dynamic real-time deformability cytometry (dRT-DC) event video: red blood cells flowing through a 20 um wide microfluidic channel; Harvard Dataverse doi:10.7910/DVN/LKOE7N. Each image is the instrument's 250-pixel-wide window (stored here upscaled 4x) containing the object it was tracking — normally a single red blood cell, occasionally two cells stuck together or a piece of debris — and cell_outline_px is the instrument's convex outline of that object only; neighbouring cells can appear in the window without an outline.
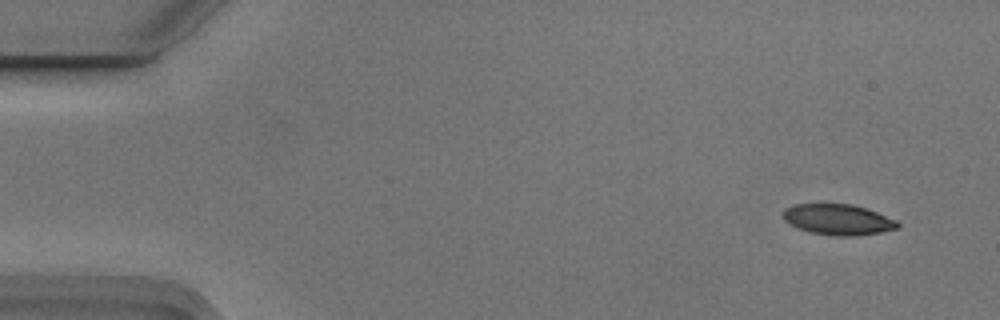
{"species": "Egyptian fruit bat (a non-hibernating species)", "species_latin": "Rousettus aegyptiacus", "temperature_condition": "cold", "stored_images_in_passage": 5, "camera_frame_rate_fps": 3000, "um_per_image_px": 0.085, "animal": {"sex": "male"}, "frame": {"image": 1, "passage_image": 1, "time_ms": 0.0, "image_size_px": [1000, 320], "cell_outline_px": [[900, 228], [880, 232], [852, 236], [836, 236], [812, 232], [800, 228], [784, 220], [784, 208], [792, 204], [852, 204], [876, 212], [896, 220], [900, 224]], "centroid_in_image_um": [71.25, 18.65], "position_along_channel_um": 13.7, "area_um2": 20.23}}
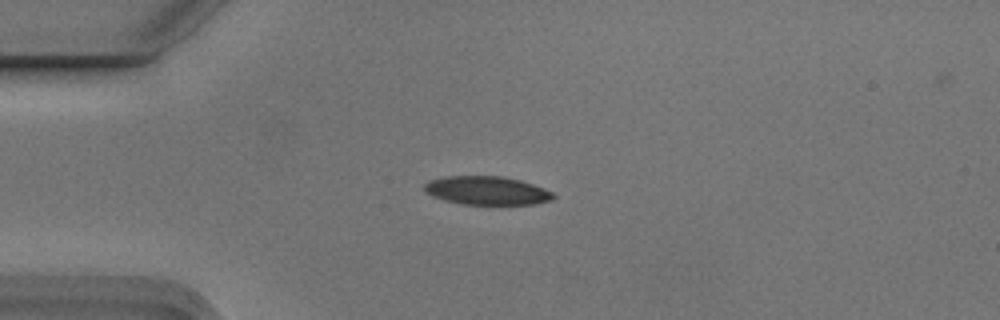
{"frame": {"image": 2, "passage_image": 4, "time_ms": 1.0, "image_size_px": [1000, 320], "cell_outline_px": [[556, 196], [552, 200], [536, 204], [460, 204], [444, 200], [432, 196], [424, 192], [424, 184], [428, 180], [444, 176], [500, 176], [520, 180], [532, 184], [552, 192]], "centroid_in_image_um": [41.34, 16.2], "position_along_channel_um": 43.7, "area_um2": 21.5}}